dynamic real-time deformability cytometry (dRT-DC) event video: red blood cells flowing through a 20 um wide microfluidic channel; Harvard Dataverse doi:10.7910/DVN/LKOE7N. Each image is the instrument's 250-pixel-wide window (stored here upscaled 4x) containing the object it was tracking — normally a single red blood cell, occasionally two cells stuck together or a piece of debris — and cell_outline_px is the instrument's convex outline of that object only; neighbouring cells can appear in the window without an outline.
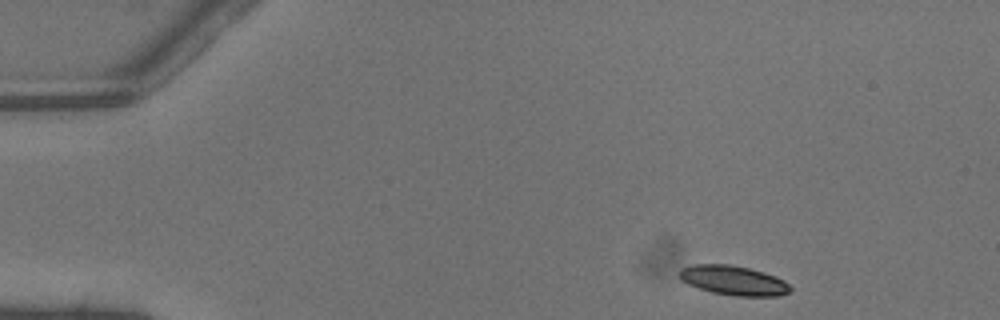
{"species": "common noctule bat (a hibernating species)", "species_latin": "Nyctalus noctula", "temperature_condition": "warm", "stored_images_in_passage": 34, "camera_frame_rate_fps": 3000, "um_per_image_px": 0.085, "animal": {"sex": "male", "body_mass_g": 13.3}, "frame": {"image": 1, "passage_image": 1, "time_ms": 0.0, "image_size_px": [1000, 320], "cell_outline_px": [[792, 292], [780, 296], [736, 296], [712, 292], [688, 284], [680, 280], [676, 276], [680, 268], [692, 264], [728, 264], [748, 268], [764, 272], [776, 276], [784, 280], [792, 288]], "centroid_in_image_um": [62.33, 23.83], "position_along_channel_um": 22.7, "area_um2": 19.36}}
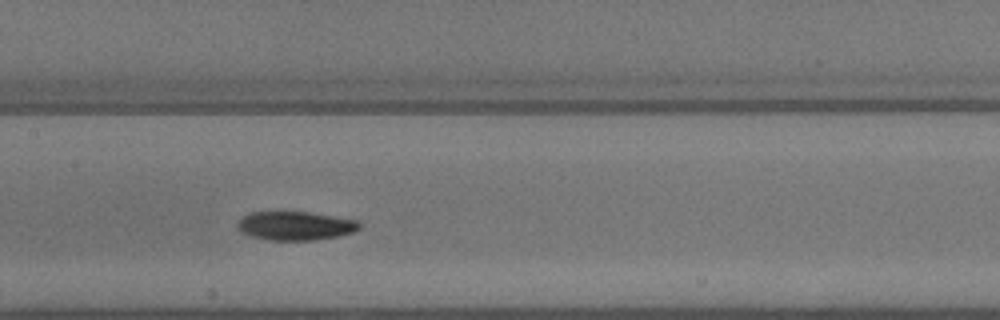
{"frame": {"image": 2, "passage_image": 18, "time_ms": 5.667, "image_size_px": [1000, 320], "cell_outline_px": [[360, 228], [352, 232], [340, 236], [312, 240], [268, 240], [252, 236], [244, 232], [236, 224], [248, 212], [280, 208], [308, 212], [360, 220]], "centroid_in_image_um": [25.09, 19.13], "position_along_channel_um": 182.3, "area_um2": 21.15}}
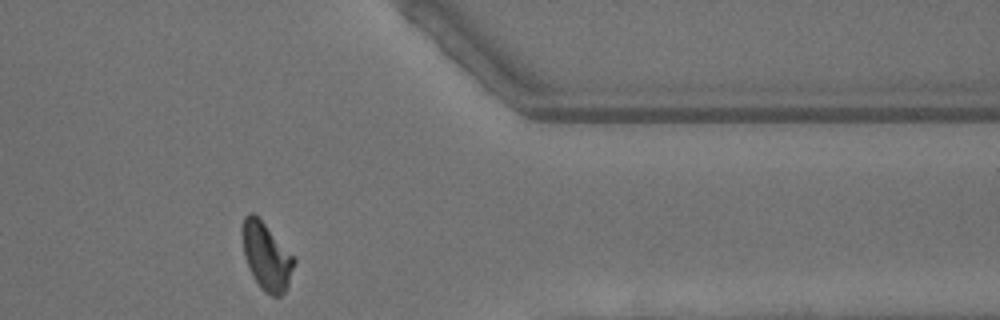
{"frame": {"image": 3, "passage_image": 33, "time_ms": 10.667, "image_size_px": [1000, 320], "cell_outline_px": [[296, 260], [288, 284], [284, 292], [280, 296], [272, 296], [264, 292], [260, 288], [244, 256], [240, 228], [244, 216], [248, 212], [252, 212], [264, 224]], "centroid_in_image_um": [22.61, 21.78], "position_along_channel_um": 388.8, "area_um2": 19.88}, "authors_computed_cell_mechanics": {"area_um2": 20.2589, "velocity_mm_per_s": 4.4758, "shape_relaxation_time_tau1_ms": 2.8985, "shape_relaxation_time_tau2_ms": 3.9677, "deformation_change_tau1": 0.1658, "deformation_change_tau2": 0.0778}}